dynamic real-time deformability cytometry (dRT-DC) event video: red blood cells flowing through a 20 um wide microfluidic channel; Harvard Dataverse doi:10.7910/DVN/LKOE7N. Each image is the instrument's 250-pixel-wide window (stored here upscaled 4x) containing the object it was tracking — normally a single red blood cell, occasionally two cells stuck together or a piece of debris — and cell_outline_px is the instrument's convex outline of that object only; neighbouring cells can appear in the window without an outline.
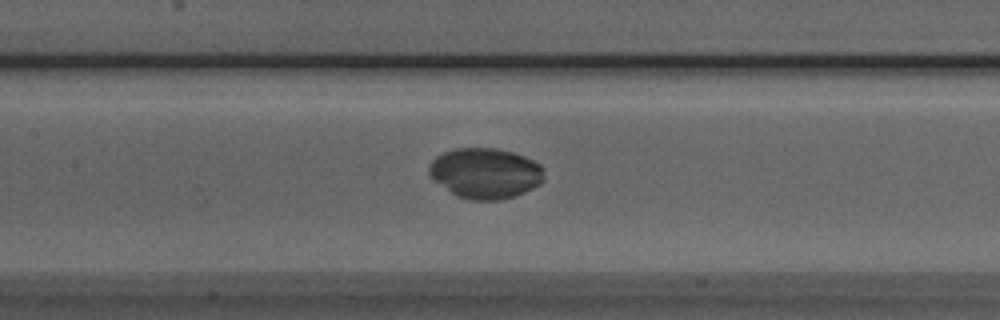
{"species": "Egyptian fruit bat (a non-hibernating species)", "species_latin": "Rousettus aegyptiacus", "temperature_condition": "room temperature", "stored_images_in_passage": 39, "camera_frame_rate_fps": 3000, "um_per_image_px": 0.085, "animal": {"sex": "male"}, "frame": {"image": 1, "passage_image": 11, "time_ms": 3.333, "image_size_px": [1000, 320], "cell_outline_px": [[544, 180], [540, 184], [516, 196], [500, 200], [472, 200], [456, 196], [428, 176], [428, 168], [432, 160], [436, 156], [444, 152], [456, 148], [496, 148], [512, 152], [524, 156], [540, 164], [544, 168]], "centroid_in_image_um": [41.25, 14.73], "position_along_channel_um": 166.2, "area_um2": 34.1}}
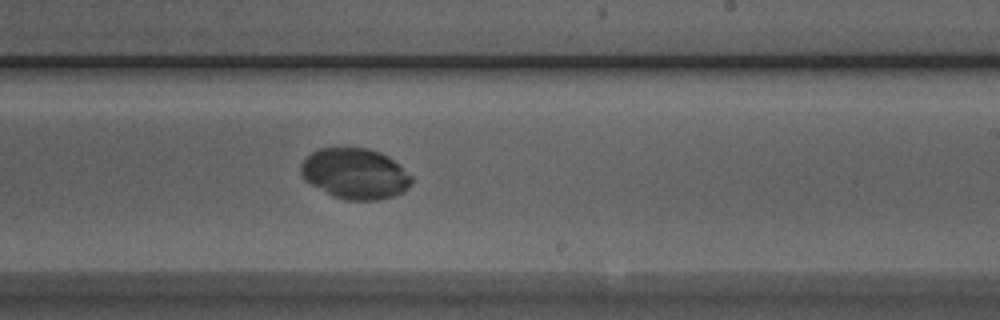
{"frame": {"image": 2, "passage_image": 18, "time_ms": 5.667, "image_size_px": [1000, 320], "cell_outline_px": [[412, 184], [404, 192], [380, 200], [344, 200], [332, 196], [304, 180], [300, 176], [300, 164], [312, 152], [320, 148], [368, 148], [380, 152], [388, 156], [412, 176]], "centroid_in_image_um": [30.17, 14.77], "position_along_channel_um": 258.8, "area_um2": 32.83}}
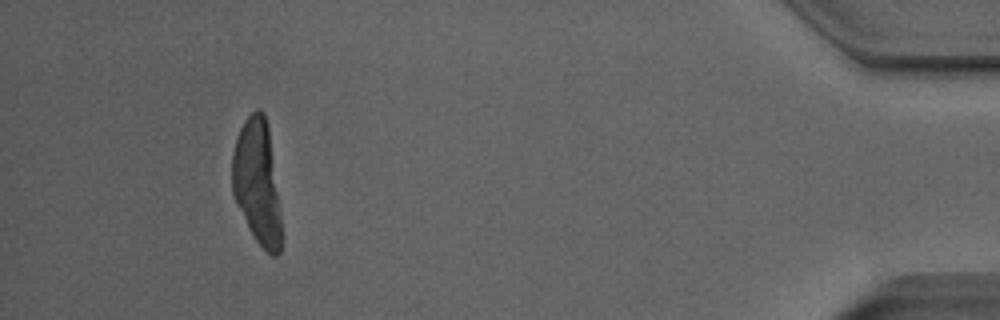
{"frame": {"image": 3, "passage_image": 35, "time_ms": 11.333, "image_size_px": [1000, 320], "cell_outline_px": [[280, 252], [276, 256], [272, 256], [256, 240], [232, 192], [232, 152], [236, 136], [244, 120], [256, 108], [260, 108], [264, 112], [268, 128], [280, 212]], "centroid_in_image_um": [21.84, 15.41], "position_along_channel_um": 413.4, "area_um2": 34.91}}